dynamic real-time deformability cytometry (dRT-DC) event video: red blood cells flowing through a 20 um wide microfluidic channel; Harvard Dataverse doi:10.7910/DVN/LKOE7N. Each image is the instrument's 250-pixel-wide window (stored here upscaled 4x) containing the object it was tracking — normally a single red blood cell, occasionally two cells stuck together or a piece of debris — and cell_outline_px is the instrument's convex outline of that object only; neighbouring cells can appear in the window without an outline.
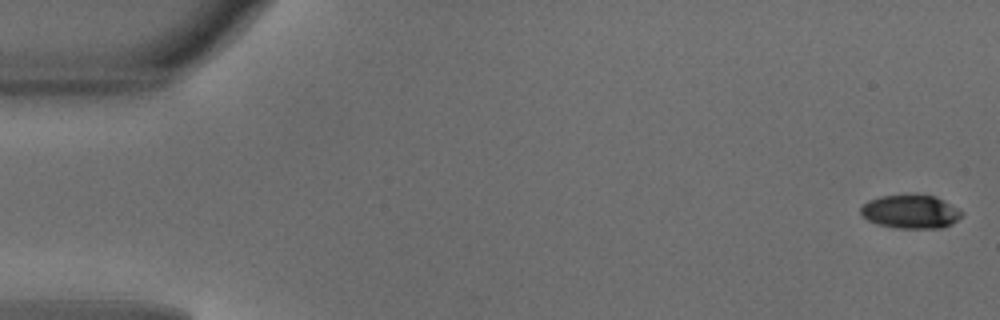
{"species": "common noctule bat (a hibernating species)", "species_latin": "Nyctalus noctula", "temperature_condition": "warm", "stored_images_in_passage": 49, "camera_frame_rate_fps": 3000, "um_per_image_px": 0.085, "animal": {"sex": "male", "body_mass_g": 18.8}, "frame": {"image": 1, "passage_image": 1, "time_ms": 0.0, "image_size_px": [1000, 320], "cell_outline_px": [[964, 212], [952, 224], [944, 228], [896, 228], [876, 224], [868, 220], [860, 212], [860, 208], [868, 200], [880, 196], [916, 192], [936, 196]], "centroid_in_image_um": [77.4, 17.96], "position_along_channel_um": 7.6, "area_um2": 20.29}}
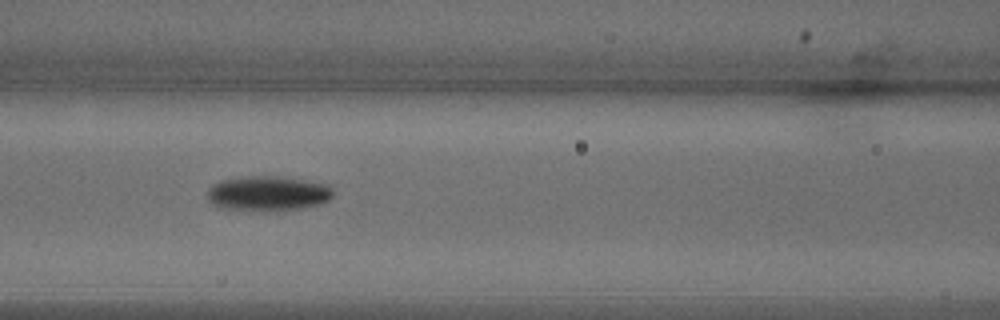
{"frame": {"image": 2, "passage_image": 21, "time_ms": 6.667, "image_size_px": [1000, 320], "cell_outline_px": [[332, 196], [328, 200], [320, 204], [304, 208], [276, 212], [260, 212], [220, 208], [212, 204], [208, 200], [208, 188], [212, 184], [220, 180], [252, 176], [276, 176], [328, 184], [332, 188]], "centroid_in_image_um": [22.75, 16.48], "position_along_channel_um": 143.9, "area_um2": 26.07}}
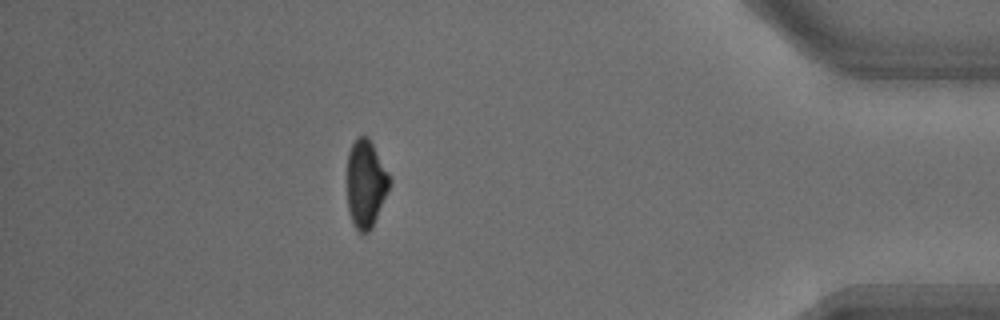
{"frame": {"image": 3, "passage_image": 43, "time_ms": 14.0, "image_size_px": [1000, 320], "cell_outline_px": [[392, 180], [372, 228], [368, 232], [360, 232], [352, 224], [348, 208], [348, 152], [356, 136], [364, 136], [372, 144], [388, 172]], "centroid_in_image_um": [31.09, 15.63], "position_along_channel_um": 404.1, "area_um2": 21.33}, "authors_computed_cell_mechanics": {"area_um2": 22.5998, "velocity_mm_per_s": 4.1584, "shape_relaxation_time_tau1_ms": 2.8828, "shape_relaxation_time_tau2_ms": null, "deformation_change_tau1": 0.1559, "deformation_change_tau2": null}}